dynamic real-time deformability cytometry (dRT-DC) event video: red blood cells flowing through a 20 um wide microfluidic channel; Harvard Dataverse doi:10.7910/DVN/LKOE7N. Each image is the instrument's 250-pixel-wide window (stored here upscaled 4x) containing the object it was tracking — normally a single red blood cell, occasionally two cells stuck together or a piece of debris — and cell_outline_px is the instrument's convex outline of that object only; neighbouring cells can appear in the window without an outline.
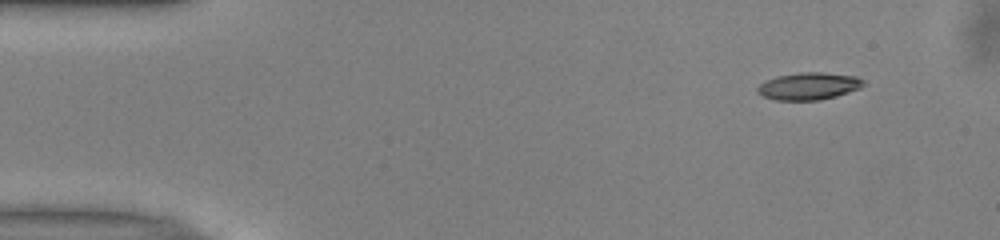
{"species": "common noctule bat (a hibernating species)", "species_latin": "Nyctalus noctula", "temperature_condition": "warm", "stored_images_in_passage": 47, "camera_frame_rate_fps": 3000, "um_per_image_px": 0.085, "animal": {"sex": "male", "body_mass_g": 13.0, "forearm_length_mm": 53.1}, "frame": {"image": 1, "passage_image": 1, "time_ms": 0.0, "image_size_px": [1000, 240], "cell_outline_px": [[864, 84], [860, 88], [836, 96], [820, 100], [776, 100], [764, 96], [756, 92], [756, 88], [760, 84], [776, 76], [800, 72], [824, 72], [856, 76], [864, 80]], "centroid_in_image_um": [68.75, 7.31], "position_along_channel_um": 16.3, "area_um2": 16.82}}
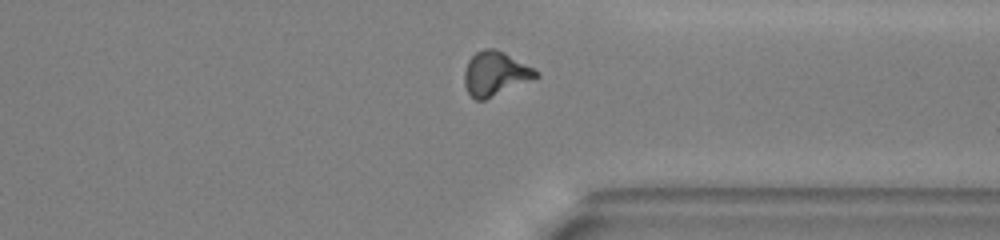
{"frame": {"image": 2, "passage_image": 35, "time_ms": 11.333, "image_size_px": [1000, 240], "cell_outline_px": [[540, 76], [484, 100], [476, 100], [468, 92], [464, 84], [464, 72], [468, 60], [476, 52], [484, 48], [492, 48], [504, 52], [540, 72]], "centroid_in_image_um": [42.08, 6.25], "position_along_channel_um": 369.3, "area_um2": 18.21}}
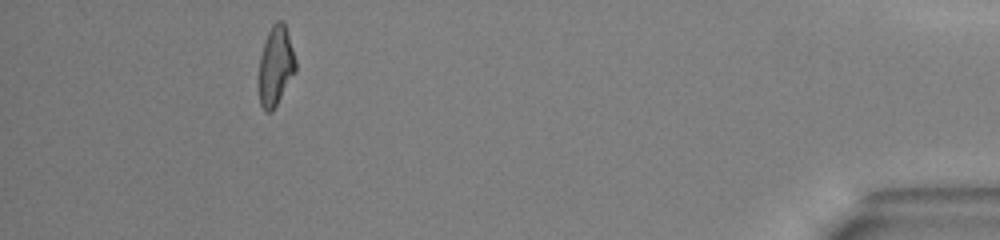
{"frame": {"image": 3, "passage_image": 43, "time_ms": 14.0, "image_size_px": [1000, 240], "cell_outline_px": [[296, 72], [272, 112], [268, 112], [260, 104], [260, 56], [268, 32], [272, 24], [276, 20], [284, 20], [296, 60]], "centroid_in_image_um": [23.46, 5.57], "position_along_channel_um": 411.7, "area_um2": 16.82}, "authors_computed_cell_mechanics": {"area_um2": 17.5134, "velocity_mm_per_s": 4.0192, "shape_relaxation_time_tau1_ms": 4.4298, "shape_relaxation_time_tau2_ms": 2.8136, "deformation_change_tau1": 0.1858, "deformation_change_tau2": 0.105}}